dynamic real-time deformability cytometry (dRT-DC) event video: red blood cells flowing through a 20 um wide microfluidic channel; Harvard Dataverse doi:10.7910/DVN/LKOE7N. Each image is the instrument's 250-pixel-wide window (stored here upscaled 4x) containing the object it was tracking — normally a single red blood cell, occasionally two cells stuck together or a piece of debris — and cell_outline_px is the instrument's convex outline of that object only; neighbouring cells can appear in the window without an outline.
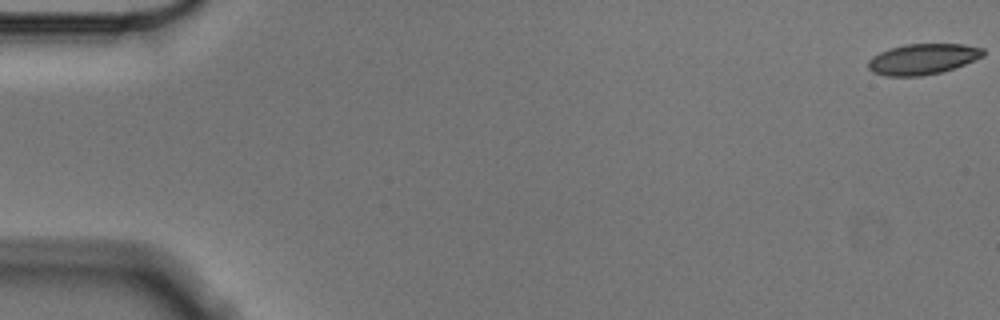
{"species": "Egyptian fruit bat (a non-hibernating species)", "species_latin": "Rousettus aegyptiacus", "temperature_condition": "cold", "stored_images_in_passage": 57, "camera_frame_rate_fps": 3000, "um_per_image_px": 0.085, "animal": {"sex": "male"}, "frame": {"image": 1, "passage_image": 1, "time_ms": 0.0, "image_size_px": [1000, 320], "cell_outline_px": [[984, 56], [964, 64], [940, 72], [920, 76], [884, 76], [872, 72], [868, 68], [868, 60], [872, 56], [888, 48], [904, 44], [964, 44], [984, 48]], "centroid_in_image_um": [78.4, 5.01], "position_along_channel_um": 6.6, "area_um2": 20.63}}
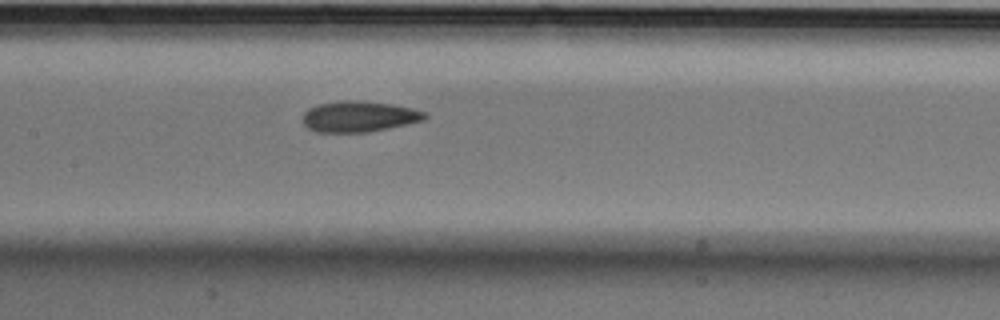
{"frame": {"image": 2, "passage_image": 28, "time_ms": 9.0, "image_size_px": [1000, 320], "cell_outline_px": [[428, 116], [424, 120], [408, 124], [368, 132], [316, 132], [308, 128], [300, 120], [304, 112], [308, 108], [320, 104], [340, 100], [360, 100], [392, 104], [412, 108], [424, 112]], "centroid_in_image_um": [30.48, 9.9], "position_along_channel_um": 176.9, "area_um2": 22.14}}
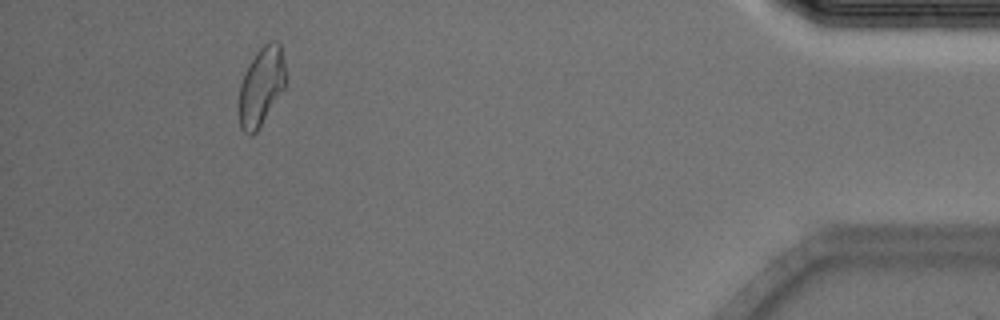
{"frame": {"image": 3, "passage_image": 53, "time_ms": 17.333, "image_size_px": [1000, 320], "cell_outline_px": [[284, 88], [256, 132], [252, 136], [248, 136], [240, 128], [240, 84], [244, 72], [248, 64], [256, 52], [264, 44], [272, 40], [276, 40], [280, 44], [284, 60]], "centroid_in_image_um": [22.19, 7.32], "position_along_channel_um": 413.0, "area_um2": 21.04}, "authors_computed_cell_mechanics": {"area_um2": 21.7906, "velocity_mm_per_s": 3.5401, "shape_relaxation_time_tau1_ms": 4.7319, "shape_relaxation_time_tau2_ms": 3.8514, "deformation_change_tau1": 0.1184, "deformation_change_tau2": 0.0898}}